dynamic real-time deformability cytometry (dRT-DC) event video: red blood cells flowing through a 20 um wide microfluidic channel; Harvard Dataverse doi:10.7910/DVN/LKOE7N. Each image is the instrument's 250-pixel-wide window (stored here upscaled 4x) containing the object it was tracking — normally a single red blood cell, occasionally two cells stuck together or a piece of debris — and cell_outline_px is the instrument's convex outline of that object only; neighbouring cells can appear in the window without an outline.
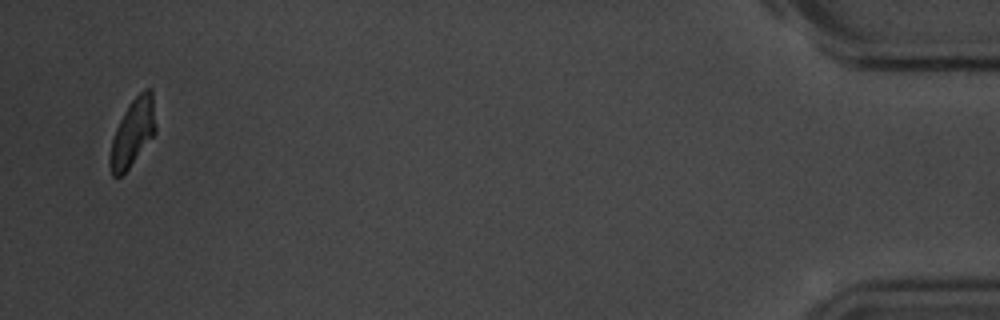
{"species": "common noctule bat (a hibernating species)", "species_latin": "Nyctalus noctula", "temperature_condition": "room temperature", "stored_images_in_passage": 15, "camera_frame_rate_fps": 3000, "um_per_image_px": 0.085, "animal": {"sex": "male", "body_mass_g": 20.1, "forearm_length_mm": 53.5}, "frame": {"image": 1, "passage_image": 15, "time_ms": 18.0, "image_size_px": [1000, 320], "cell_outline_px": [[156, 132], [128, 168], [120, 176], [112, 176], [108, 164], [108, 160], [112, 140], [116, 128], [128, 104], [144, 88], [152, 88], [156, 128]], "centroid_in_image_um": [11.28, 11.25], "position_along_channel_um": 423.9, "area_um2": 17.8}, "authors_computed_cell_mechanics": {"area_um2": 21.4438, "velocity_mm_per_s": 3.6606, "shape_relaxation_time_tau1_ms": 2.2824, "shape_relaxation_time_tau2_ms": 0.7966, "deformation_change_tau1": 0.0892, "deformation_change_tau2": 0.0422}}